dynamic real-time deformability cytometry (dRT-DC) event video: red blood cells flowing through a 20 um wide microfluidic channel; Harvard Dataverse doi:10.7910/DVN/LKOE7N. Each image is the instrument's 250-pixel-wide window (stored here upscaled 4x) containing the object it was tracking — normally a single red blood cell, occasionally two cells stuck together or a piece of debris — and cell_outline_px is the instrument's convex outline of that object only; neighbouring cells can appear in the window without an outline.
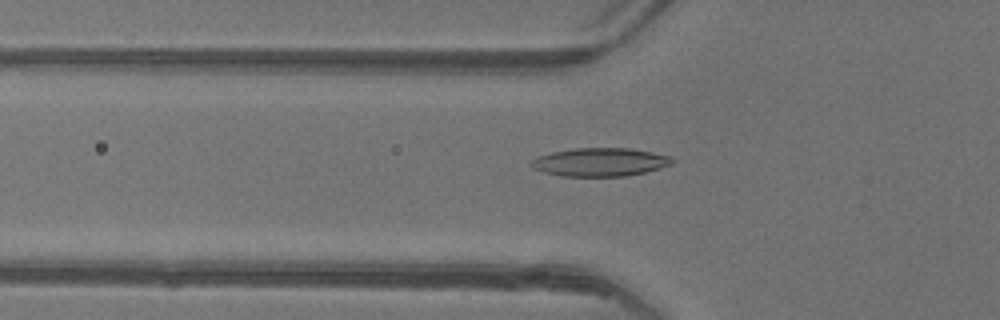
{"species": "common noctule bat (a hibernating species)", "species_latin": "Nyctalus noctula", "temperature_condition": "warm", "stored_images_in_passage": 41, "camera_frame_rate_fps": 3000, "um_per_image_px": 0.085, "animal": {"sex": "female"}, "frame": {"image": 1, "passage_image": 9, "time_ms": 2.667, "image_size_px": [1000, 320], "cell_outline_px": [[676, 160], [672, 164], [660, 168], [644, 172], [624, 176], [560, 176], [544, 172], [532, 168], [532, 160], [536, 156], [552, 152], [572, 148], [632, 148], [652, 152], [668, 156]], "centroid_in_image_um": [51.0, 13.77], "position_along_channel_um": 74.8, "area_um2": 23.29}}
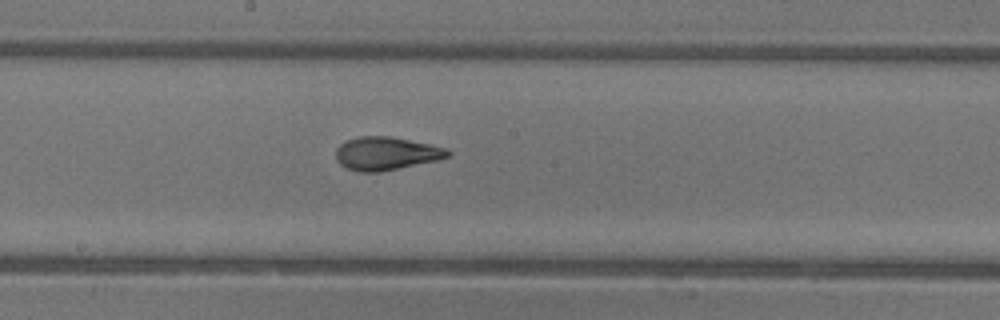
{"frame": {"image": 2, "passage_image": 19, "time_ms": 6.0, "image_size_px": [1000, 320], "cell_outline_px": [[452, 156], [436, 160], [380, 172], [360, 172], [348, 168], [340, 164], [336, 160], [336, 148], [340, 144], [348, 140], [360, 136], [388, 136], [432, 144], [448, 148], [452, 152]], "centroid_in_image_um": [32.85, 13.04], "position_along_channel_um": 215.3, "area_um2": 21.68}}
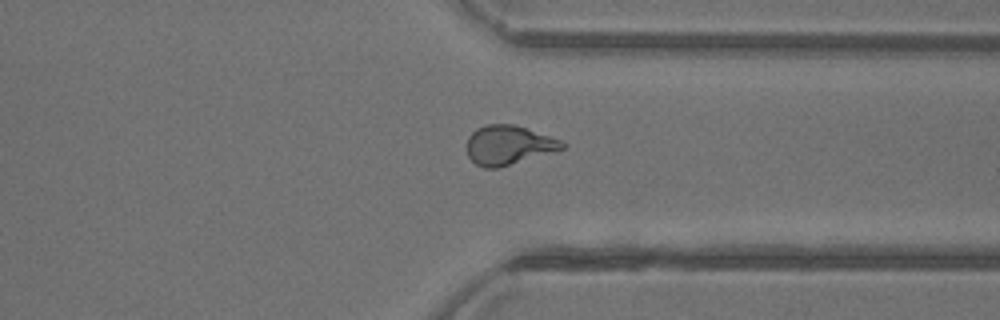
{"frame": {"image": 3, "passage_image": 30, "time_ms": 9.667, "image_size_px": [1000, 320], "cell_outline_px": [[568, 144], [564, 148], [500, 168], [484, 168], [476, 164], [468, 156], [468, 136], [476, 128], [488, 124], [512, 124], [560, 140]], "centroid_in_image_um": [43.2, 12.34], "position_along_channel_um": 368.2, "area_um2": 21.5}, "authors_computed_cell_mechanics": {"area_um2": 21.5594, "velocity_mm_per_s": 4.1756, "shape_relaxation_time_tau1_ms": 4.5814, "shape_relaxation_time_tau2_ms": 1.2343, "deformation_change_tau1": 0.1833, "deformation_change_tau2": 0.0728}}